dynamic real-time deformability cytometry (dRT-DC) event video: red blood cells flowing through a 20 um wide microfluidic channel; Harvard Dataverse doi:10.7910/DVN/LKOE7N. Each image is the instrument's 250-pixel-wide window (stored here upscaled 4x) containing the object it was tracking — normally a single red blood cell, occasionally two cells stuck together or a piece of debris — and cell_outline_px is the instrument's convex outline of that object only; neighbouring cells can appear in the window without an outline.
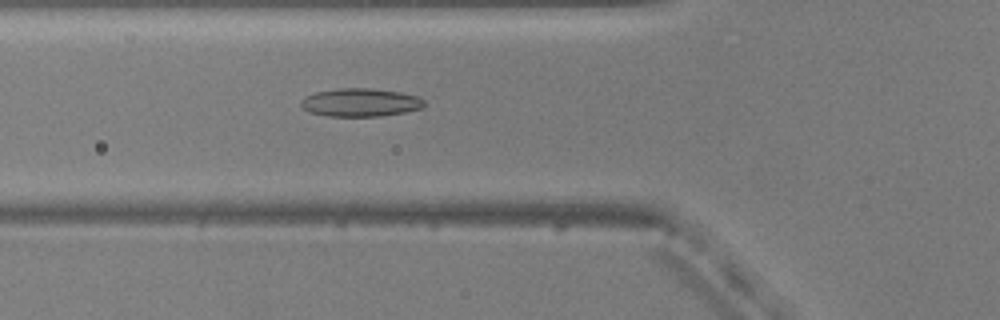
{"species": "common noctule bat (a hibernating species)", "species_latin": "Nyctalus noctula", "temperature_condition": "warm", "stored_images_in_passage": 49, "camera_frame_rate_fps": 3000, "um_per_image_px": 0.085, "animal": {"sex": "male", "body_mass_g": 20.5, "forearm_length_mm": 52.5}, "frame": {"image": 1, "passage_image": 15, "time_ms": 4.667, "image_size_px": [1000, 320], "cell_outline_px": [[424, 108], [404, 112], [380, 116], [328, 116], [308, 112], [300, 104], [300, 100], [304, 96], [316, 92], [336, 88], [372, 88], [400, 92], [420, 96], [424, 100]], "centroid_in_image_um": [30.64, 8.7], "position_along_channel_um": 95.2, "area_um2": 20.46}}
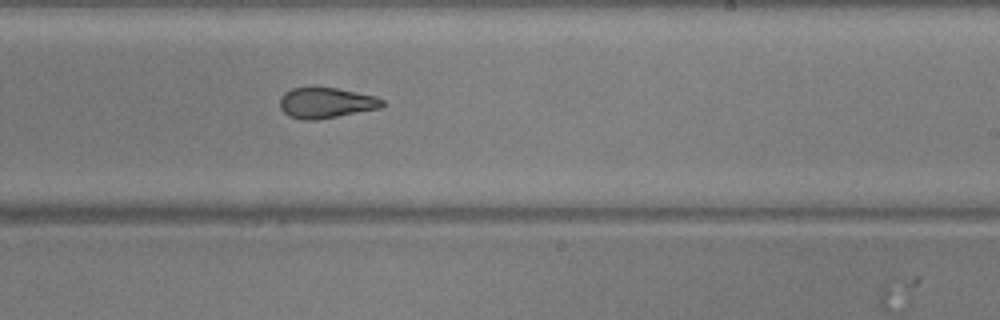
{"frame": {"image": 2, "passage_image": 28, "time_ms": 9.0, "image_size_px": [1000, 320], "cell_outline_px": [[384, 104], [380, 108], [316, 120], [300, 120], [288, 116], [280, 108], [280, 96], [284, 92], [292, 88], [312, 84], [316, 84], [376, 96], [384, 100]], "centroid_in_image_um": [27.65, 8.7], "position_along_channel_um": 261.3, "area_um2": 18.9}}
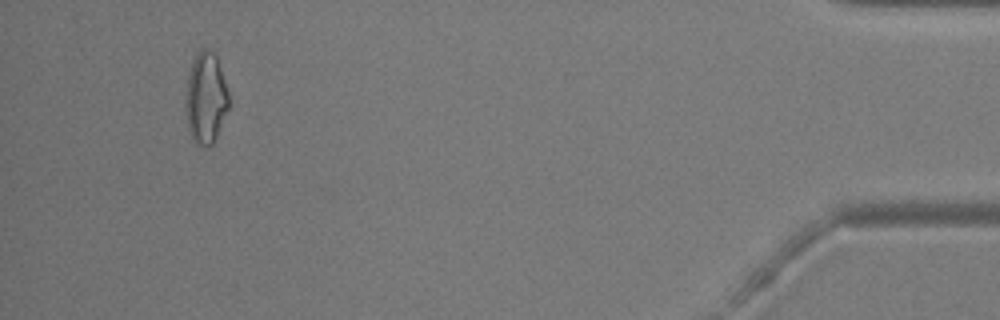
{"frame": {"image": 3, "passage_image": 46, "time_ms": 15.0, "image_size_px": [1000, 320], "cell_outline_px": [[228, 108], [216, 136], [212, 144], [196, 144], [192, 140], [188, 128], [184, 108], [184, 100], [188, 72], [192, 60], [196, 52], [200, 48], [204, 48], [212, 52], [216, 56], [228, 92]], "centroid_in_image_um": [17.44, 8.3], "position_along_channel_um": 417.8, "area_um2": 22.95}, "authors_computed_cell_mechanics": {"area_um2": 19.9988, "velocity_mm_per_s": 3.8178, "shape_relaxation_time_tau1_ms": null, "shape_relaxation_time_tau2_ms": 1.7235, "deformation_change_tau1": null, "deformation_change_tau2": 0.0905}}